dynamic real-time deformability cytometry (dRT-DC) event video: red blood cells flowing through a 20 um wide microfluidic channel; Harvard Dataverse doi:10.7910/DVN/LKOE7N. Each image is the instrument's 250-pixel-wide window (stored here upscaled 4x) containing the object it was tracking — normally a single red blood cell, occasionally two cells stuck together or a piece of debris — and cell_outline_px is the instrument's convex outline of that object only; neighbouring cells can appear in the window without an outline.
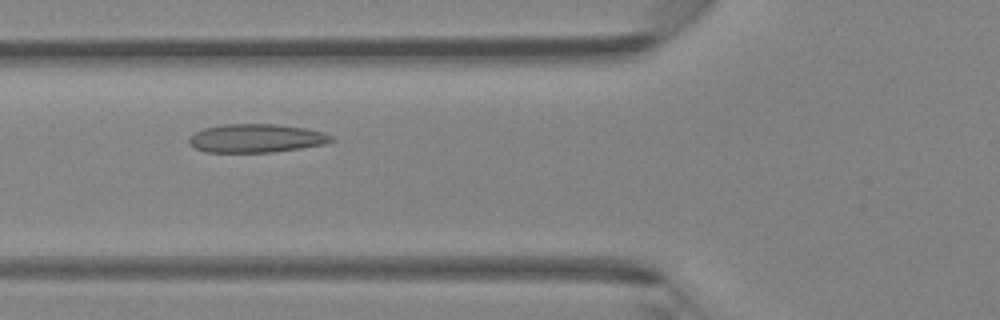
{"species": "Egyptian fruit bat (a non-hibernating species)", "species_latin": "Rousettus aegyptiacus", "temperature_condition": "room temperature", "stored_images_in_passage": 43, "camera_frame_rate_fps": 3000, "um_per_image_px": 0.085, "animal": {"sex": "female"}, "frame": {"image": 1, "passage_image": 15, "time_ms": 4.667, "image_size_px": [1000, 320], "cell_outline_px": [[336, 140], [324, 144], [300, 148], [272, 152], [204, 152], [188, 144], [188, 136], [204, 128], [224, 124], [276, 124], [304, 128], [320, 132], [332, 136]], "centroid_in_image_um": [21.73, 11.75], "position_along_channel_um": 104.1, "area_um2": 23.58}}
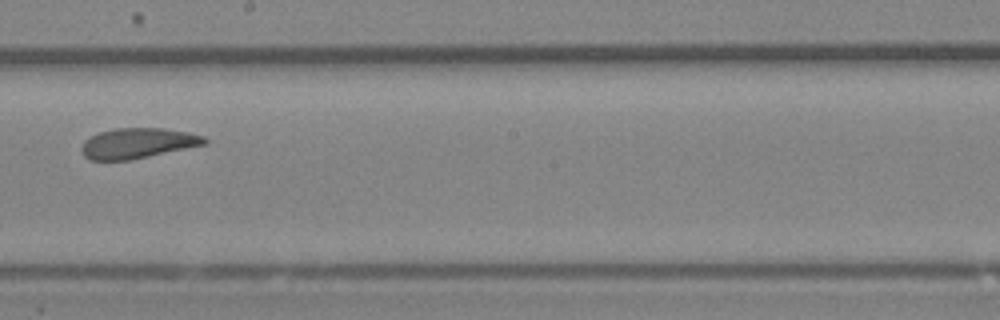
{"frame": {"image": 2, "passage_image": 24, "time_ms": 7.667, "image_size_px": [1000, 320], "cell_outline_px": [[208, 144], [128, 160], [88, 160], [84, 156], [80, 148], [84, 140], [100, 132], [116, 128], [164, 128], [188, 132], [204, 136], [208, 140]], "centroid_in_image_um": [11.71, 12.17], "position_along_channel_um": 236.5, "area_um2": 21.73}}
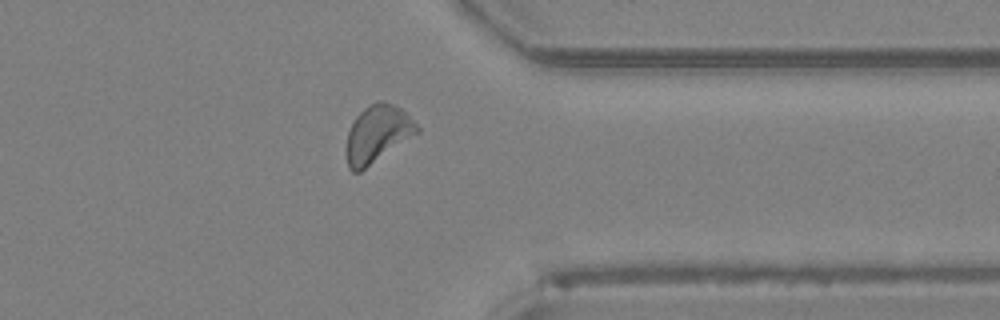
{"frame": {"image": 3, "passage_image": 34, "time_ms": 11.0, "image_size_px": [1000, 320], "cell_outline_px": [[420, 132], [360, 172], [352, 172], [348, 168], [344, 152], [348, 132], [356, 116], [364, 108], [376, 100], [384, 100], [400, 108], [420, 128]], "centroid_in_image_um": [32.05, 11.41], "position_along_channel_um": 379.4, "area_um2": 23.76}}